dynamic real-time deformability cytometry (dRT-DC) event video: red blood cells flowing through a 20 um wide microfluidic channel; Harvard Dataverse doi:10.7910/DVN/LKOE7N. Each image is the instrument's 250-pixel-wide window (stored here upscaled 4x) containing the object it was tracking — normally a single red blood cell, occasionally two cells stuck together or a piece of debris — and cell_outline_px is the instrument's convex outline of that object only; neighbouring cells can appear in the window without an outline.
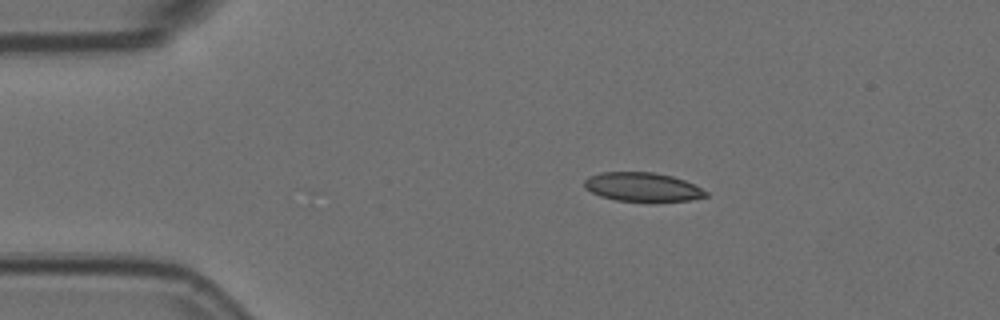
{"species": "Egyptian fruit bat (a non-hibernating species)", "species_latin": "Rousettus aegyptiacus", "temperature_condition": "room temperature", "stored_images_in_passage": 10, "camera_frame_rate_fps": 3000, "um_per_image_px": 0.085, "animal": {"sex": "female"}, "frame": {"image": 1, "passage_image": 2, "time_ms": 0.333, "image_size_px": [1000, 320], "cell_outline_px": [[708, 196], [688, 200], [616, 200], [600, 196], [584, 188], [584, 180], [588, 176], [600, 172], [652, 172], [672, 176], [684, 180], [708, 192]], "centroid_in_image_um": [54.56, 15.87], "position_along_channel_um": 30.4, "area_um2": 20.06}}
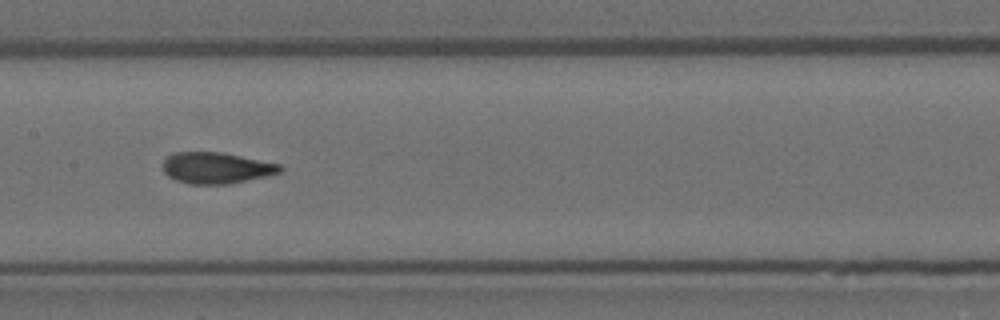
{"frame": {"image": 2, "passage_image": 7, "time_ms": 2.0, "image_size_px": [1000, 320], "cell_outline_px": [[284, 168], [280, 172], [268, 176], [228, 184], [188, 184], [176, 180], [168, 176], [164, 172], [164, 160], [168, 156], [176, 152], [220, 152], [280, 164]], "centroid_in_image_um": [18.4, 14.28], "position_along_channel_um": 189.0, "area_um2": 21.21}}
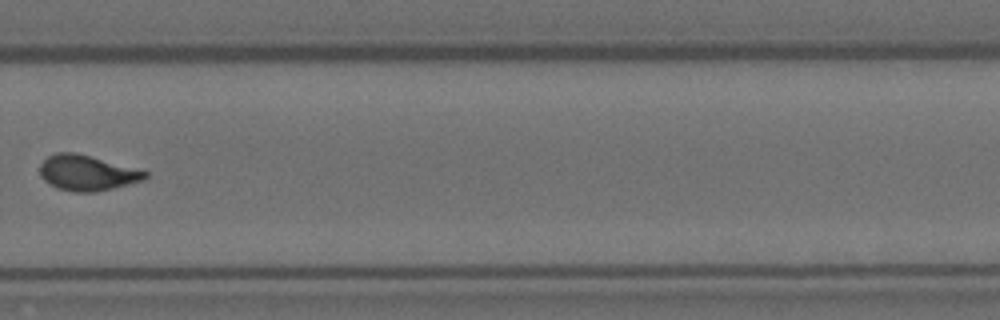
{"frame": {"image": 3, "passage_image": 10, "time_ms": 3.0, "image_size_px": [1000, 320], "cell_outline_px": [[148, 176], [144, 180], [96, 192], [76, 192], [56, 188], [48, 184], [40, 176], [40, 164], [48, 156], [56, 152], [76, 152], [148, 172]], "centroid_in_image_um": [7.36, 14.7], "position_along_channel_um": 322.4, "area_um2": 21.62}}